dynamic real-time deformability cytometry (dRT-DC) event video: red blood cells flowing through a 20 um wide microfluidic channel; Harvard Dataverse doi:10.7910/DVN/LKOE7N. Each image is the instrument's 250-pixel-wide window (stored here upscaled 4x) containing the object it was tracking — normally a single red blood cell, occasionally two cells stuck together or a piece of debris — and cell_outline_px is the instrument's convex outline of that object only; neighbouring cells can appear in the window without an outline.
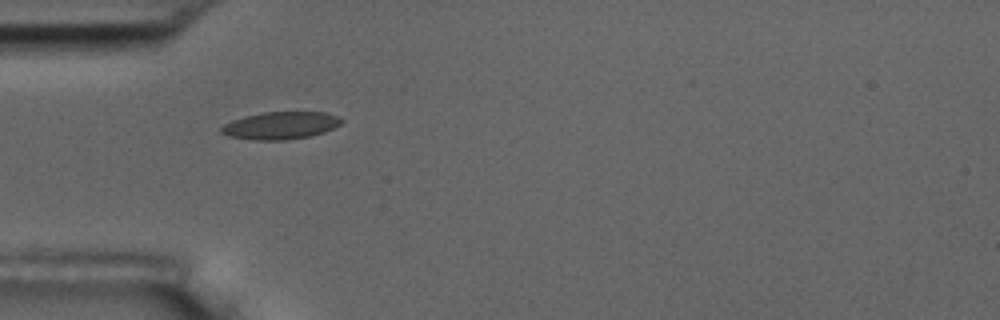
{"species": "common noctule bat (a hibernating species)", "species_latin": "Nyctalus noctula", "temperature_condition": "room temperature", "stored_images_in_passage": 2, "camera_frame_rate_fps": 3000, "um_per_image_px": 0.085, "animal": {"sex": "male", "body_mass_g": 17.5, "forearm_length_mm": 52.3}, "frame": {"image": 1, "passage_image": 1, "time_ms": 0.0, "image_size_px": [1000, 320], "cell_outline_px": [[344, 120], [340, 124], [324, 132], [312, 136], [284, 140], [252, 140], [228, 136], [220, 132], [220, 128], [224, 124], [232, 120], [244, 116], [264, 112], [328, 112], [340, 116]], "centroid_in_image_um": [23.86, 10.66], "position_along_channel_um": 61.1, "area_um2": 19.42}}